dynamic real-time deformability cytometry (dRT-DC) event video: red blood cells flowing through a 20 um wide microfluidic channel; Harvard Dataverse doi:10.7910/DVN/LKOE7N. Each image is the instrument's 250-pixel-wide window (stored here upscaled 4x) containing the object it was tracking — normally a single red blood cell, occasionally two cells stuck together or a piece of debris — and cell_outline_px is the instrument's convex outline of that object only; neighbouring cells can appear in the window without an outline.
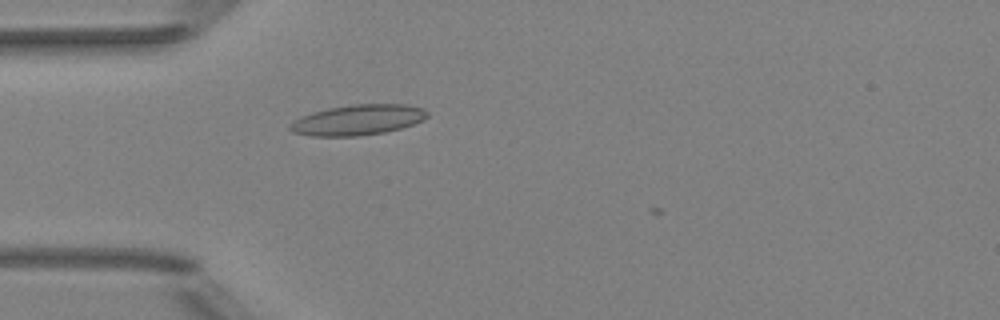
{"species": "Egyptian fruit bat (a non-hibernating species)", "species_latin": "Rousettus aegyptiacus", "temperature_condition": "room temperature", "stored_images_in_passage": 33, "camera_frame_rate_fps": 3000, "um_per_image_px": 0.085, "animal": {"sex": "female"}, "frame": {"image": 1, "passage_image": 3, "time_ms": 0.667, "image_size_px": [1000, 320], "cell_outline_px": [[428, 116], [424, 120], [400, 128], [384, 132], [360, 136], [312, 136], [292, 132], [288, 128], [288, 124], [300, 116], [312, 112], [328, 108], [352, 104], [404, 104], [424, 108], [428, 112]], "centroid_in_image_um": [30.39, 10.19], "position_along_channel_um": 54.6, "area_um2": 24.51}}
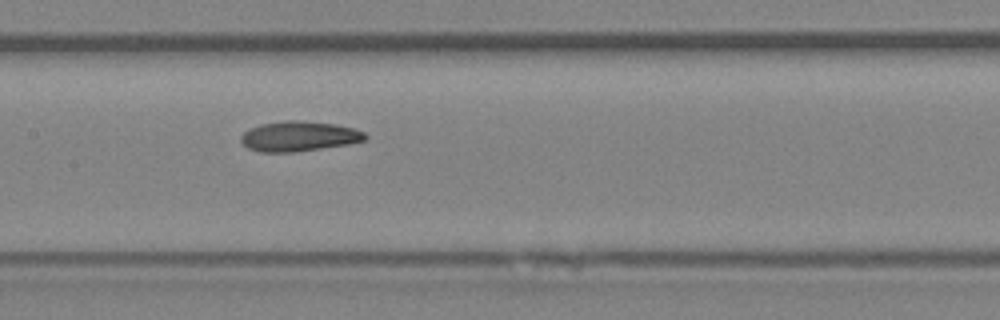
{"frame": {"image": 2, "passage_image": 13, "time_ms": 4.0, "image_size_px": [1000, 320], "cell_outline_px": [[368, 136], [364, 140], [348, 144], [296, 152], [260, 152], [248, 148], [240, 140], [240, 136], [248, 128], [260, 124], [284, 120], [300, 120], [336, 124], [352, 128], [364, 132]], "centroid_in_image_um": [25.38, 11.58], "position_along_channel_um": 182.0, "area_um2": 21.85}}
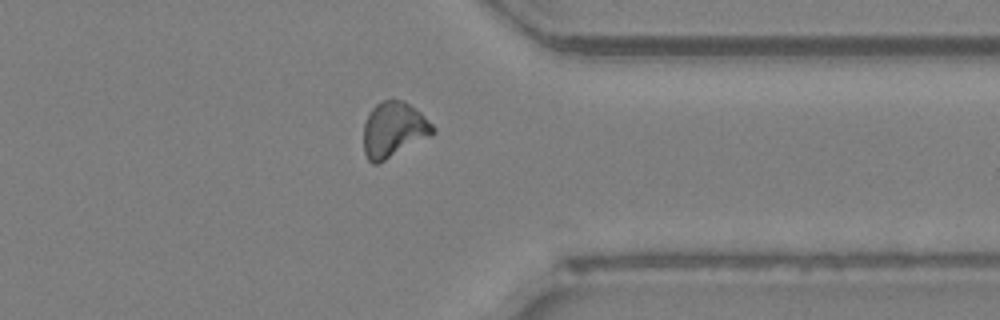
{"frame": {"image": 3, "passage_image": 28, "time_ms": 9.0, "image_size_px": [1000, 320], "cell_outline_px": [[436, 132], [384, 160], [376, 164], [372, 164], [368, 160], [364, 152], [364, 124], [368, 112], [376, 104], [384, 100], [404, 100], [420, 112], [436, 128]], "centroid_in_image_um": [33.44, 11.0], "position_along_channel_um": 378.0, "area_um2": 22.02}}